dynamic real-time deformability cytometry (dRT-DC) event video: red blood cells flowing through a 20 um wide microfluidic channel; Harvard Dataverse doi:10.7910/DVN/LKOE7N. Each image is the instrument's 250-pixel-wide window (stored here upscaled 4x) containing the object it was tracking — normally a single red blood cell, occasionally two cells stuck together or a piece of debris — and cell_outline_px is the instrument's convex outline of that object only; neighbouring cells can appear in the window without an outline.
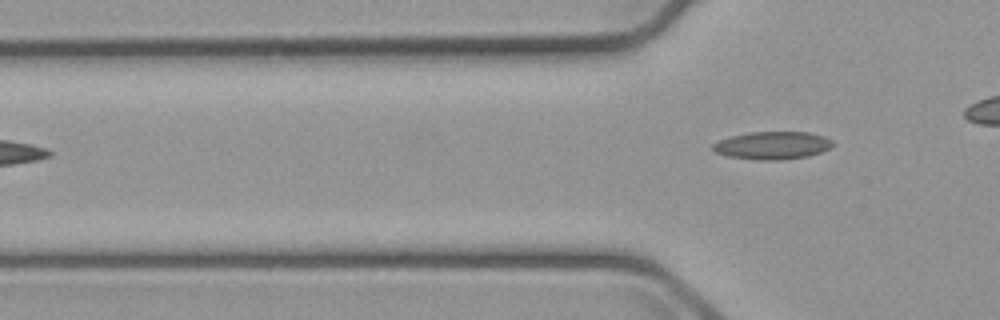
{"species": "common noctule bat (a hibernating species)", "species_latin": "Nyctalus noctula", "temperature_condition": "cold", "stored_images_in_passage": 3, "segment_of_instrument_passage": [2, 2], "camera_frame_rate_fps": 3000, "um_per_image_px": 0.085, "animal": {"sex": "male", "body_mass_g": 23.1, "forearm_length_mm": 52.7}, "frame": {"image": 1, "passage_image": 3, "time_ms": 3.0, "image_size_px": [1000, 320], "cell_outline_px": [[832, 148], [808, 156], [780, 160], [756, 160], [728, 156], [716, 152], [712, 148], [712, 144], [720, 140], [732, 136], [748, 132], [808, 132], [824, 136], [832, 140]], "centroid_in_image_um": [65.67, 12.36], "position_along_channel_um": 60.1, "area_um2": 19.36}}